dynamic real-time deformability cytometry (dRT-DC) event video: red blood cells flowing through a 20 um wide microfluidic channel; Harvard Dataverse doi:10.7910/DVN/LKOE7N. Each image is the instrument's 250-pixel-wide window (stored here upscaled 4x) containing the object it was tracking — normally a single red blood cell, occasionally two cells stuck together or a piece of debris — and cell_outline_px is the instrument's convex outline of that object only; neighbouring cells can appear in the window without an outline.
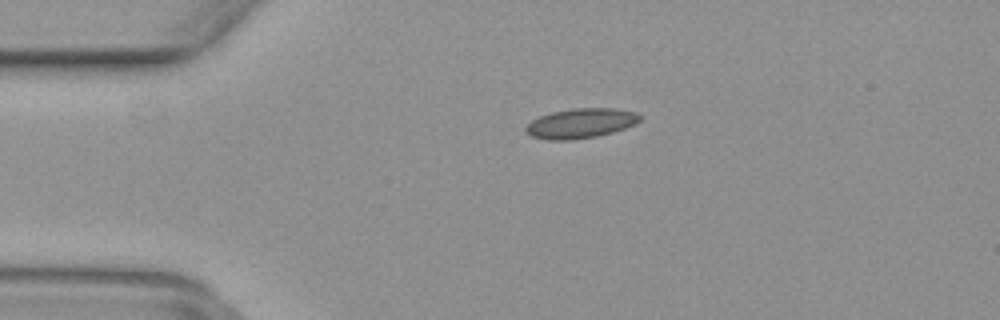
{"species": "common noctule bat (a hibernating species)", "species_latin": "Nyctalus noctula", "temperature_condition": "warm", "stored_images_in_passage": 41, "camera_frame_rate_fps": 3000, "um_per_image_px": 0.085, "animal": {"sex": "female", "body_mass_g": 29.2, "forearm_length_mm": 56.3}, "frame": {"image": 1, "passage_image": 2, "time_ms": 0.333, "image_size_px": [1000, 320], "cell_outline_px": [[640, 120], [636, 124], [612, 132], [596, 136], [572, 140], [548, 140], [532, 136], [524, 132], [524, 128], [532, 120], [540, 116], [552, 112], [572, 108], [612, 108], [636, 112], [640, 116]], "centroid_in_image_um": [49.34, 10.48], "position_along_channel_um": 35.7, "area_um2": 19.77}}
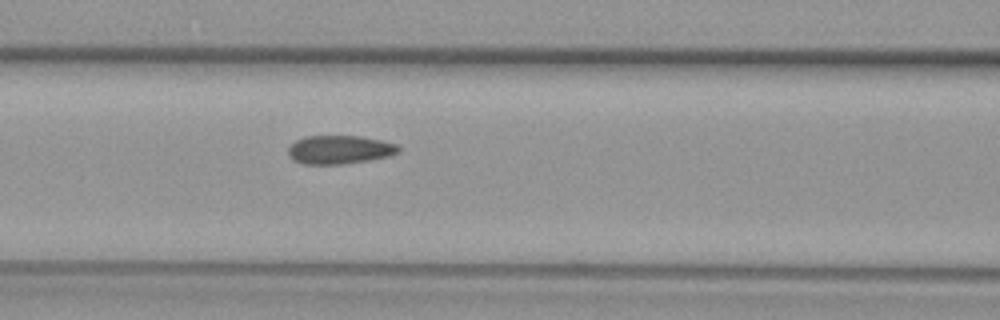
{"frame": {"image": 2, "passage_image": 12, "time_ms": 3.667, "image_size_px": [1000, 320], "cell_outline_px": [[400, 152], [388, 156], [368, 160], [344, 164], [304, 164], [292, 160], [288, 156], [288, 148], [296, 140], [304, 136], [360, 136], [380, 140], [396, 144], [400, 148]], "centroid_in_image_um": [28.83, 12.72], "position_along_channel_um": 137.8, "area_um2": 18.38}}
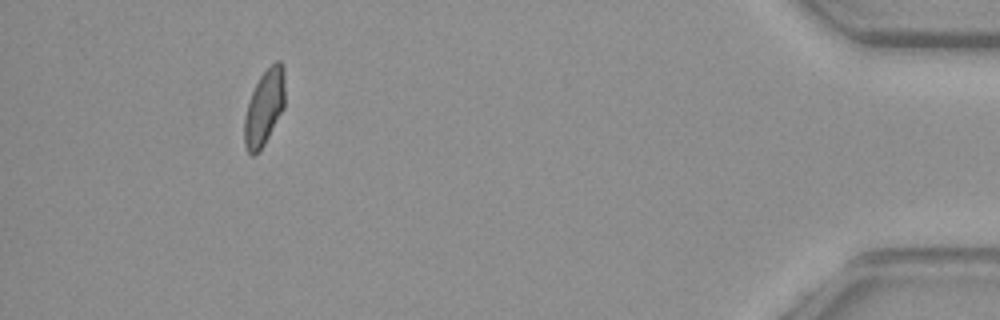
{"frame": {"image": 3, "passage_image": 37, "time_ms": 12.0, "image_size_px": [1000, 320], "cell_outline_px": [[284, 108], [260, 152], [252, 156], [244, 148], [244, 116], [252, 92], [260, 76], [276, 60], [280, 60], [284, 64]], "centroid_in_image_um": [22.46, 9.16], "position_along_channel_um": 412.7, "area_um2": 17.98}}